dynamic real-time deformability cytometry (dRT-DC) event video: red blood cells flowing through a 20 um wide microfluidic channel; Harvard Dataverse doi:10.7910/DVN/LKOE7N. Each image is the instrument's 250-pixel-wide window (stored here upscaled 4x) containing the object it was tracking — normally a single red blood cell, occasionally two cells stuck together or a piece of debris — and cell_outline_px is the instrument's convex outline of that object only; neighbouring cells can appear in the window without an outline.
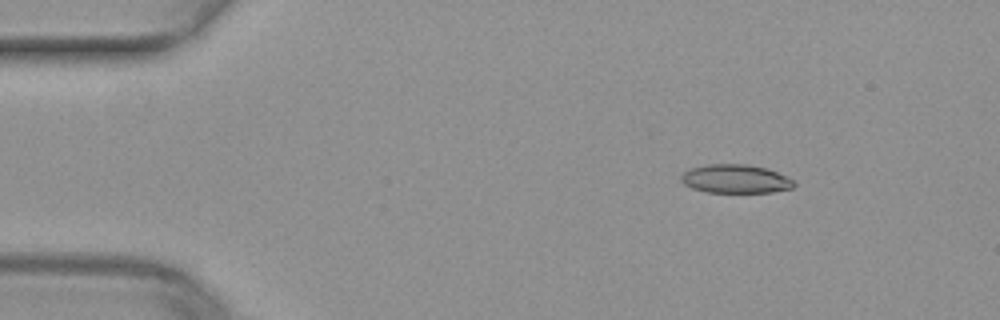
{"species": "common noctule bat (a hibernating species)", "species_latin": "Nyctalus noctula", "temperature_condition": "warm", "stored_images_in_passage": 50, "camera_frame_rate_fps": 3000, "um_per_image_px": 0.085, "animal": {"sex": "female", "body_mass_g": 29.2, "forearm_length_mm": 56.3}, "frame": {"image": 1, "passage_image": 7, "time_ms": 2.0, "image_size_px": [1000, 320], "cell_outline_px": [[796, 184], [792, 188], [772, 192], [704, 192], [692, 188], [684, 184], [680, 180], [680, 176], [684, 172], [692, 168], [708, 164], [748, 164], [768, 168], [792, 180]], "centroid_in_image_um": [62.49, 15.2], "position_along_channel_um": 22.5, "area_um2": 18.79}}
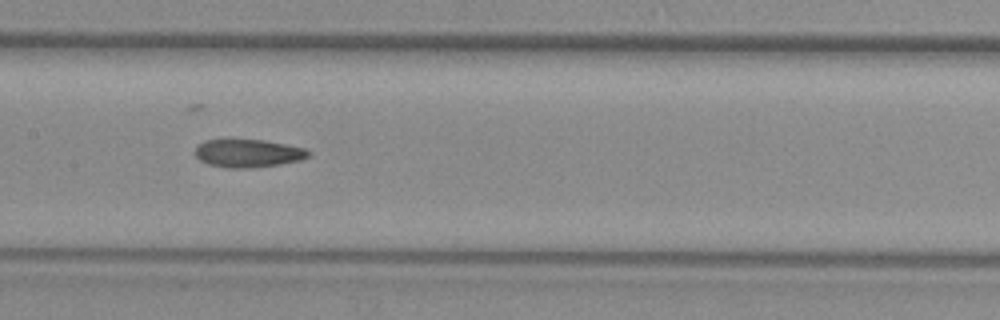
{"frame": {"image": 2, "passage_image": 25, "time_ms": 8.0, "image_size_px": [1000, 320], "cell_outline_px": [[312, 156], [300, 160], [280, 164], [252, 168], [224, 168], [208, 164], [200, 160], [196, 156], [196, 144], [204, 140], [264, 140], [304, 148], [312, 152]], "centroid_in_image_um": [21.09, 13.04], "position_along_channel_um": 186.3, "area_um2": 18.61}}
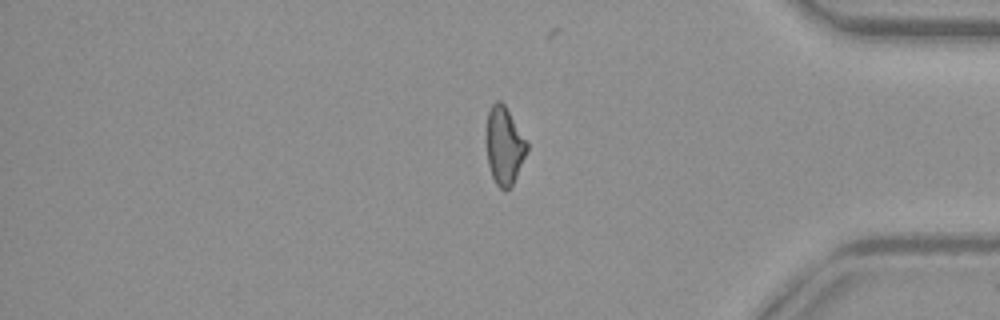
{"frame": {"image": 3, "passage_image": 42, "time_ms": 13.667, "image_size_px": [1000, 320], "cell_outline_px": [[528, 148], [516, 176], [512, 184], [508, 188], [500, 188], [496, 184], [492, 176], [488, 164], [484, 140], [484, 136], [488, 112], [492, 104], [496, 100], [500, 100], [504, 104], [528, 140]], "centroid_in_image_um": [42.83, 12.32], "position_along_channel_um": 392.4, "area_um2": 18.73}}